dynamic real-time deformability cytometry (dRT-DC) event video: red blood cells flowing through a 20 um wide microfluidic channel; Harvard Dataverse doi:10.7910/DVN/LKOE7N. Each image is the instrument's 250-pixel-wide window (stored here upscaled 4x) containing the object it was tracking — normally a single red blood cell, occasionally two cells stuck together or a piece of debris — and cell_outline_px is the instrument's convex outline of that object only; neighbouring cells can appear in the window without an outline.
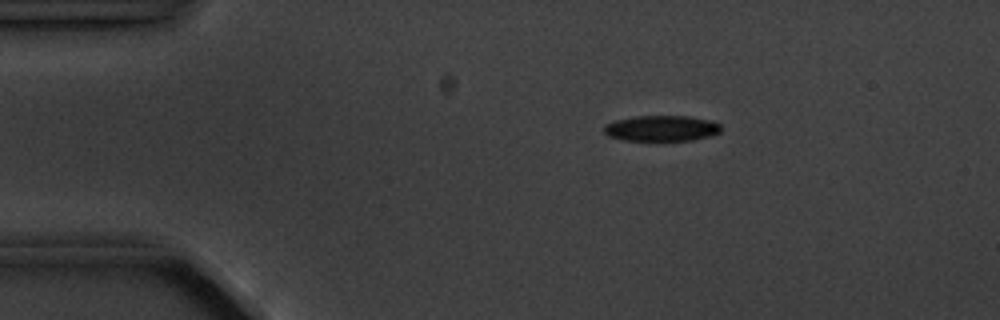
{"species": "common noctule bat (a hibernating species)", "species_latin": "Nyctalus noctula", "temperature_condition": "cold", "stored_images_in_passage": 4, "camera_frame_rate_fps": 3000, "um_per_image_px": 0.085, "animal": {"sex": "male", "body_mass_g": 20.1, "forearm_length_mm": 53.5}, "frame": {"image": 1, "passage_image": 3, "time_ms": 2.333, "image_size_px": [1000, 320], "cell_outline_px": [[720, 132], [708, 136], [692, 140], [624, 140], [608, 136], [604, 132], [604, 124], [616, 120], [636, 116], [688, 116], [712, 120], [720, 124]], "centroid_in_image_um": [56.22, 10.9], "position_along_channel_um": 28.8, "area_um2": 17.46}}